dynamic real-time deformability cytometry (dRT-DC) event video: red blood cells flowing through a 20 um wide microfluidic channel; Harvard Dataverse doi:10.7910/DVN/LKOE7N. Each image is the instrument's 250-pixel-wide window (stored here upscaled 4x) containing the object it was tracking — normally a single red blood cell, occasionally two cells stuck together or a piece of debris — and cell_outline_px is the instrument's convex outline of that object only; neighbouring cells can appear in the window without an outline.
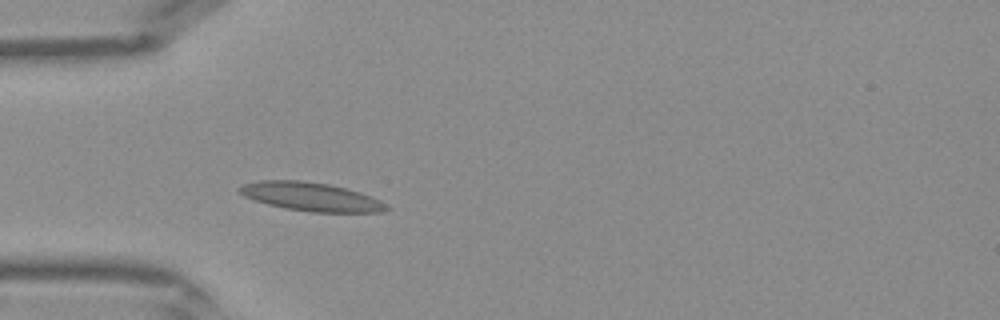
{"species": "Egyptian fruit bat (a non-hibernating species)", "species_latin": "Rousettus aegyptiacus", "temperature_condition": "warm", "stored_images_in_passage": 29, "camera_frame_rate_fps": 3000, "um_per_image_px": 0.085, "frame": {"image": 1, "passage_image": 6, "time_ms": 1.667, "image_size_px": [1000, 320], "cell_outline_px": [[392, 208], [380, 212], [312, 212], [284, 208], [268, 204], [244, 196], [236, 188], [244, 184], [260, 180], [300, 180], [328, 184], [360, 192], [380, 200], [388, 204]], "centroid_in_image_um": [26.46, 16.72], "position_along_channel_um": 58.5, "area_um2": 24.39}}
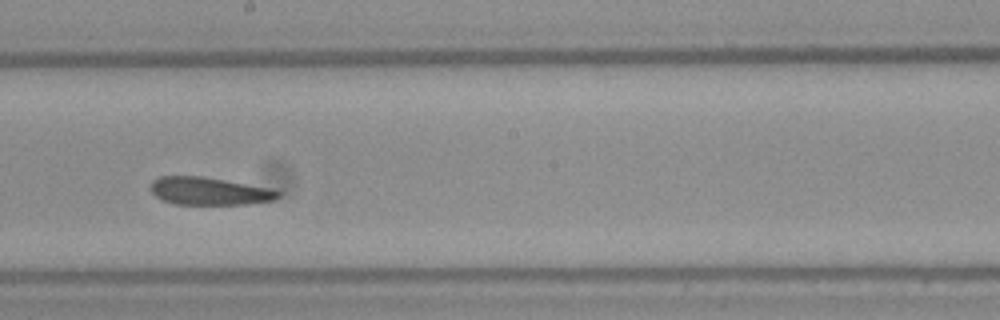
{"frame": {"image": 2, "passage_image": 17, "time_ms": 5.333, "image_size_px": [1000, 320], "cell_outline_px": [[280, 196], [272, 200], [248, 204], [172, 204], [156, 196], [152, 192], [152, 180], [160, 176], [204, 176], [272, 188], [280, 192]], "centroid_in_image_um": [17.81, 16.24], "position_along_channel_um": 230.4, "area_um2": 20.58}}
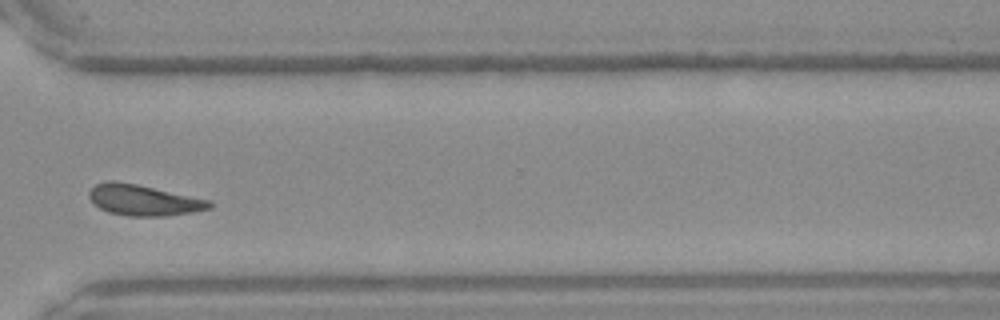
{"frame": {"image": 3, "passage_image": 25, "time_ms": 8.0, "image_size_px": [1000, 320], "cell_outline_px": [[212, 208], [196, 212], [168, 216], [128, 216], [108, 212], [92, 204], [88, 196], [88, 192], [96, 184], [108, 180], [112, 180], [136, 184], [208, 200], [212, 204]], "centroid_in_image_um": [12.16, 17.03], "position_along_channel_um": 358.4, "area_um2": 21.62}}